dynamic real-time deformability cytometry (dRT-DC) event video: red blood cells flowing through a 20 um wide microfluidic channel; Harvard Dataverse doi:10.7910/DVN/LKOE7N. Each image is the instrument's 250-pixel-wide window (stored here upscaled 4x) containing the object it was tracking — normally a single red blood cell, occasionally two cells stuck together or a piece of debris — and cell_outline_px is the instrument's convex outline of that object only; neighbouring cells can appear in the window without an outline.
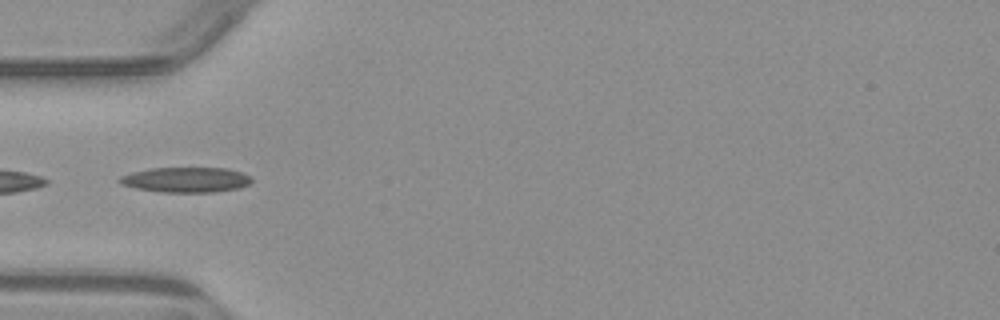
{"species": "common noctule bat (a hibernating species)", "species_latin": "Nyctalus noctula", "temperature_condition": "warm", "stored_images_in_passage": 4, "camera_frame_rate_fps": 3000, "um_per_image_px": 0.085, "animal": {"sex": "male", "body_mass_g": 23.1, "forearm_length_mm": 52.7}, "frame": {"image": 1, "passage_image": 3, "time_ms": 3.333, "image_size_px": [1000, 320], "cell_outline_px": [[252, 180], [248, 184], [240, 188], [212, 192], [164, 192], [136, 188], [120, 184], [116, 180], [120, 176], [132, 172], [152, 168], [228, 168], [252, 176]], "centroid_in_image_um": [15.8, 15.27], "position_along_channel_um": 69.2, "area_um2": 19.36}}
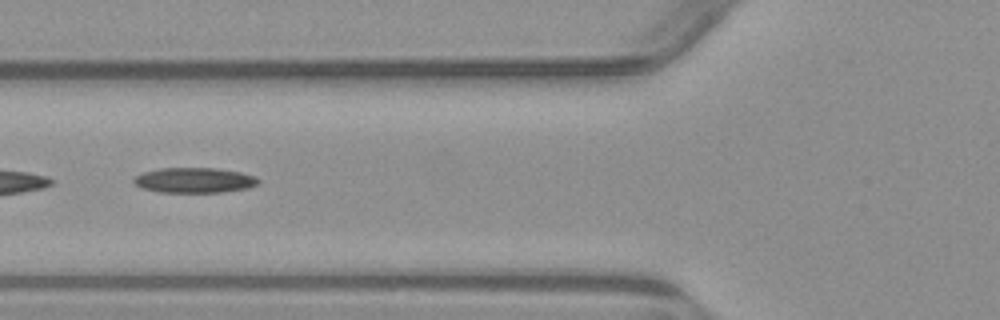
{"frame": {"image": 2, "passage_image": 4, "time_ms": 4.333, "image_size_px": [1000, 320], "cell_outline_px": [[260, 184], [248, 188], [220, 192], [160, 192], [144, 188], [136, 184], [132, 180], [136, 176], [144, 172], [160, 168], [216, 168], [240, 172], [256, 176], [260, 180]], "centroid_in_image_um": [16.57, 15.31], "position_along_channel_um": 109.2, "area_um2": 18.21}}